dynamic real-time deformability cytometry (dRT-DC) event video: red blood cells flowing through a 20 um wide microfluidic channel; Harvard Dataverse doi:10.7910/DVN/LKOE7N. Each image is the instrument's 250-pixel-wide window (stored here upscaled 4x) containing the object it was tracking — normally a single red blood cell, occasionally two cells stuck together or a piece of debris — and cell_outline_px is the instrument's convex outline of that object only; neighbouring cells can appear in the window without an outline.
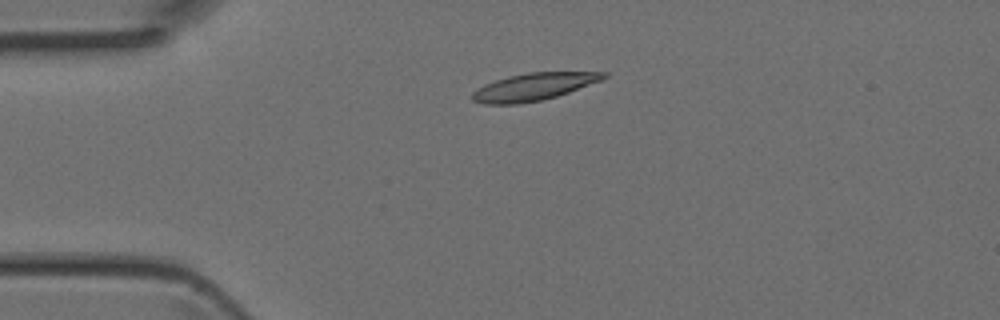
{"species": "Egyptian fruit bat (a non-hibernating species)", "species_latin": "Rousettus aegyptiacus", "temperature_condition": "room temperature", "stored_images_in_passage": 4, "camera_frame_rate_fps": 3000, "um_per_image_px": 0.085, "animal": {"sex": "female"}, "frame": {"image": 1, "passage_image": 2, "time_ms": 0.333, "image_size_px": [1000, 320], "cell_outline_px": [[608, 76], [600, 80], [568, 92], [556, 96], [540, 100], [516, 104], [484, 104], [472, 100], [472, 92], [476, 88], [484, 84], [508, 76], [528, 72], [608, 72]], "centroid_in_image_um": [45.31, 7.37], "position_along_channel_um": 39.7, "area_um2": 20.69}}
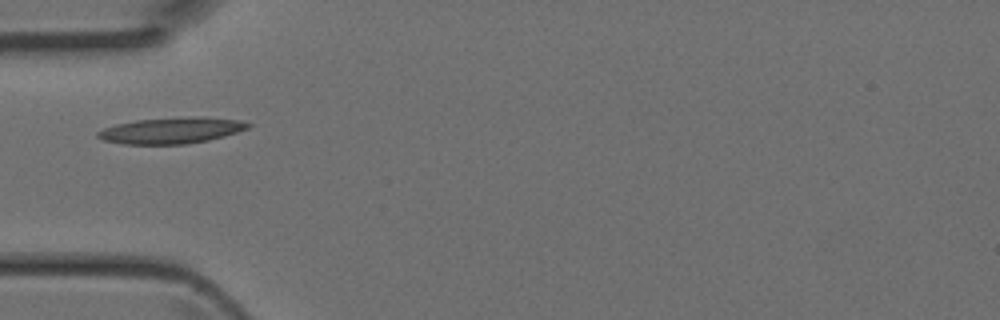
{"frame": {"image": 2, "passage_image": 3, "time_ms": 0.667, "image_size_px": [1000, 320], "cell_outline_px": [[252, 124], [248, 128], [224, 136], [208, 140], [188, 144], [124, 144], [104, 140], [96, 136], [96, 132], [104, 128], [116, 124], [136, 120], [192, 116], [204, 116], [240, 120]], "centroid_in_image_um": [14.58, 11.08], "position_along_channel_um": 70.4, "area_um2": 22.95}}
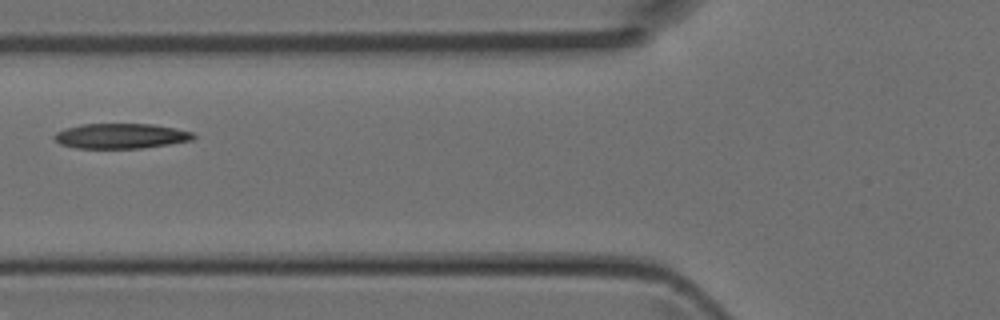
{"frame": {"image": 3, "passage_image": 4, "time_ms": 1.0, "image_size_px": [1000, 320], "cell_outline_px": [[196, 136], [192, 140], [168, 144], [140, 148], [76, 148], [60, 144], [52, 136], [56, 132], [80, 124], [152, 124], [176, 128], [192, 132]], "centroid_in_image_um": [10.27, 11.55], "position_along_channel_um": 115.5, "area_um2": 20.23}}